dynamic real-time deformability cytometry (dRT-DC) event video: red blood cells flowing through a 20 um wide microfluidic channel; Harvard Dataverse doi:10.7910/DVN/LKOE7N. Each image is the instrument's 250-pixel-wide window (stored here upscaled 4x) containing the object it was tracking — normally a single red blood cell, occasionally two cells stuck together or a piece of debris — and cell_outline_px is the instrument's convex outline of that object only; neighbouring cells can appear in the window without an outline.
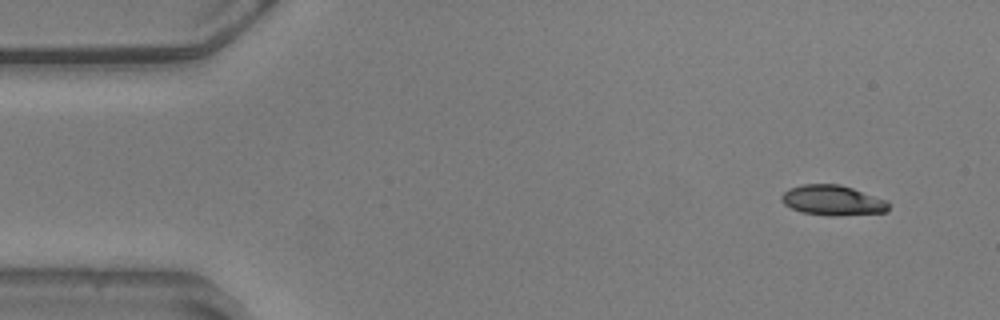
{"species": "common noctule bat (a hibernating species)", "species_latin": "Nyctalus noctula", "temperature_condition": "warm", "stored_images_in_passage": 46, "camera_frame_rate_fps": 3000, "um_per_image_px": 0.085, "animal": {"sex": "male", "body_mass_g": 20.5, "forearm_length_mm": 52.5}, "frame": {"image": 1, "passage_image": 1, "time_ms": 0.0, "image_size_px": [1000, 320], "cell_outline_px": [[888, 212], [840, 216], [828, 216], [800, 212], [784, 204], [780, 200], [780, 196], [788, 188], [800, 184], [840, 184], [852, 188], [884, 200], [888, 204]], "centroid_in_image_um": [70.71, 17.03], "position_along_channel_um": 14.3, "area_um2": 18.9}}
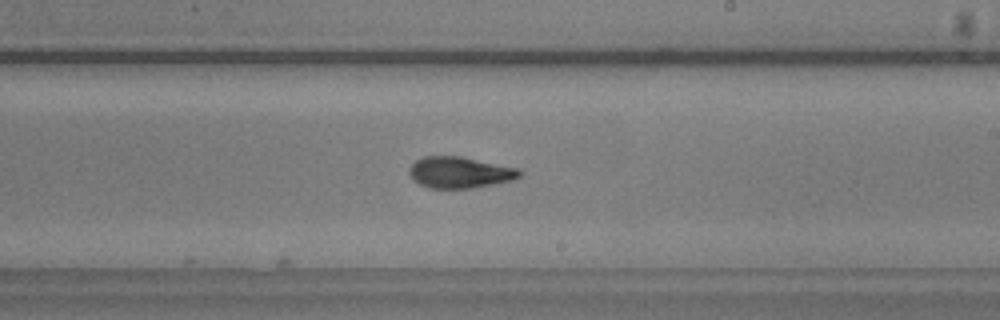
{"frame": {"image": 2, "passage_image": 29, "time_ms": 9.333, "image_size_px": [1000, 320], "cell_outline_px": [[524, 172], [520, 176], [512, 180], [472, 188], [428, 188], [420, 184], [408, 172], [408, 168], [416, 160], [424, 156], [460, 156], [520, 168]], "centroid_in_image_um": [39.11, 14.64], "position_along_channel_um": 249.9, "area_um2": 20.11}}
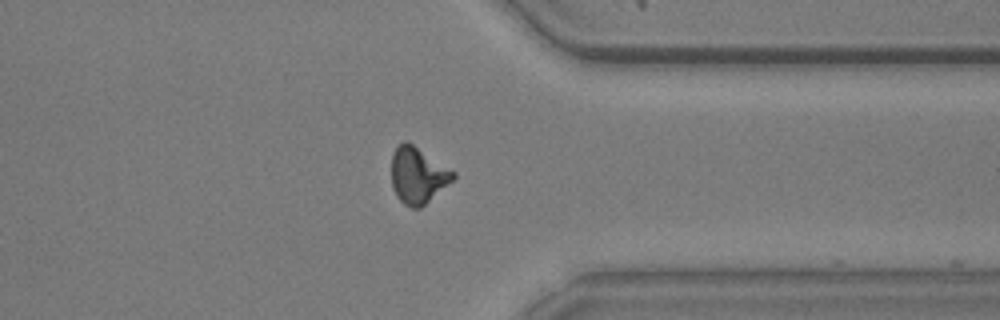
{"frame": {"image": 3, "passage_image": 40, "time_ms": 13.0, "image_size_px": [1000, 320], "cell_outline_px": [[456, 176], [452, 180], [420, 208], [412, 208], [404, 204], [396, 196], [392, 188], [392, 152], [404, 140], [408, 140], [456, 172]], "centroid_in_image_um": [35.5, 14.87], "position_along_channel_um": 375.9, "area_um2": 20.23}, "authors_computed_cell_mechanics": {"area_um2": 19.8543, "velocity_mm_per_s": 3.6076, "shape_relaxation_time_tau1_ms": null, "shape_relaxation_time_tau2_ms": 2.0041, "deformation_change_tau1": null, "deformation_change_tau2": 0.0848}}